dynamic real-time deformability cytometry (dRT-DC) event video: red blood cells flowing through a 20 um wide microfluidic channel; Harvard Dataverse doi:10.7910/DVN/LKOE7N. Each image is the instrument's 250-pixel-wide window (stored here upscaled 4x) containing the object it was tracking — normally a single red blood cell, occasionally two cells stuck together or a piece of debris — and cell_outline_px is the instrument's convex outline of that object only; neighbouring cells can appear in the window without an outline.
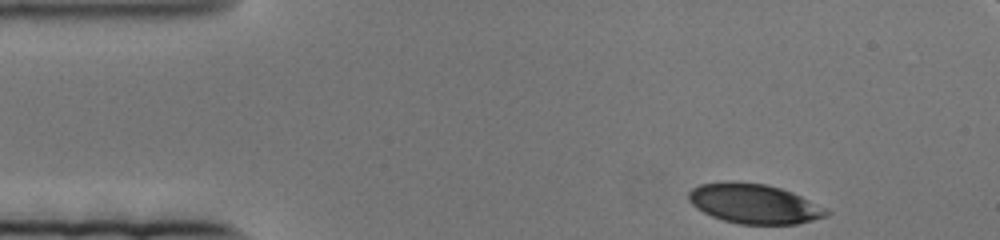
{"species": "human", "species_latin": "Homo sapiens", "temperature_condition": "cold", "stored_images_in_passage": 59, "camera_frame_rate_fps": 3000, "um_per_image_px": 0.085, "donor": {"sex": "female"}, "frame": {"image": 1, "passage_image": 1, "time_ms": 0.0, "image_size_px": [1000, 240], "cell_outline_px": [[832, 212], [828, 216], [796, 224], [740, 224], [724, 220], [712, 216], [696, 208], [688, 200], [688, 192], [692, 188], [700, 184], [732, 180], [764, 184], [780, 188], [792, 192]], "centroid_in_image_um": [64.07, 17.3], "position_along_channel_um": 20.9, "area_um2": 31.79}}
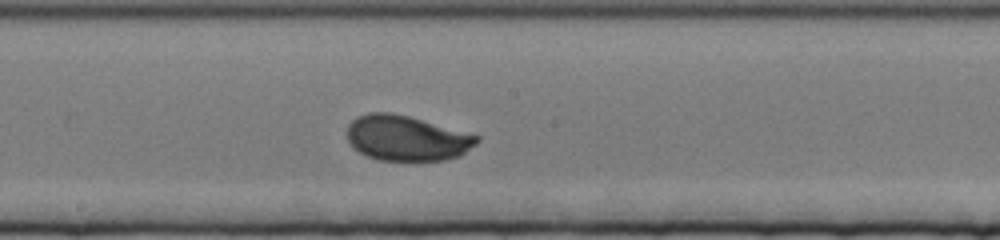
{"frame": {"image": 2, "passage_image": 34, "time_ms": 11.0, "image_size_px": [1000, 240], "cell_outline_px": [[480, 140], [476, 144], [460, 156], [444, 160], [376, 160], [352, 148], [348, 144], [348, 124], [356, 116], [368, 112], [392, 112], [408, 116], [480, 136]], "centroid_in_image_um": [34.53, 11.74], "position_along_channel_um": 213.7, "area_um2": 34.28}}
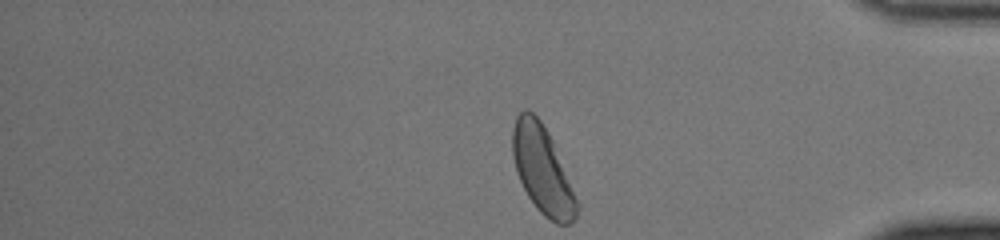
{"frame": {"image": 3, "passage_image": 59, "time_ms": 19.333, "image_size_px": [1000, 240], "cell_outline_px": [[580, 208], [572, 224], [556, 224], [544, 216], [536, 208], [528, 196], [516, 172], [512, 156], [512, 128], [516, 116], [524, 108], [528, 108], [540, 120], [552, 140], [580, 204]], "centroid_in_image_um": [46.11, 14.46], "position_along_channel_um": 389.1, "area_um2": 33.0}}